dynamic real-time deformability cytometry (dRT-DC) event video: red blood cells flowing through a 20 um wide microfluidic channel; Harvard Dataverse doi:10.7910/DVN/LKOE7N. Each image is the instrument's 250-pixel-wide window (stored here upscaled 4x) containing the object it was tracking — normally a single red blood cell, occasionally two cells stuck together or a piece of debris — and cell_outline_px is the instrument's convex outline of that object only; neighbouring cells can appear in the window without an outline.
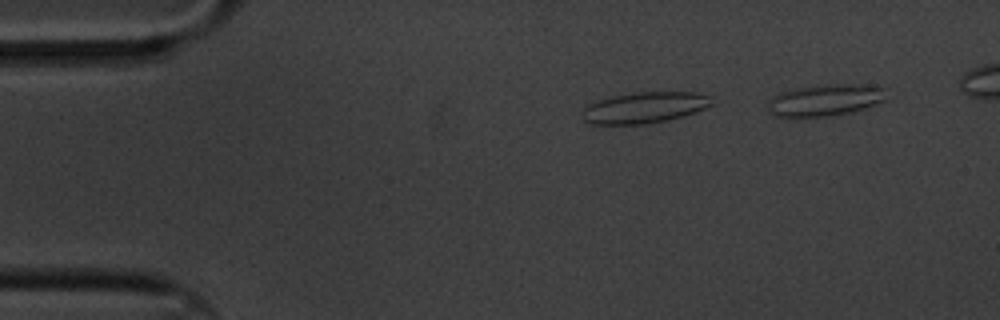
{"species": "common noctule bat (a hibernating species)", "species_latin": "Nyctalus noctula", "temperature_condition": "cold", "stored_images_in_passage": 43, "segment_of_instrument_passage": [1, 2], "camera_frame_rate_fps": 3000, "um_per_image_px": 0.085, "animal": {"sex": "male", "body_mass_g": 20.1, "forearm_length_mm": 53.5}, "frame": {"image": 1, "passage_image": 4, "time_ms": 1.0, "image_size_px": [1000, 320], "cell_outline_px": [[716, 104], [696, 112], [684, 116], [644, 124], [588, 124], [584, 120], [584, 108], [588, 104], [596, 100], [612, 96], [636, 92], [700, 92], [708, 96]], "centroid_in_image_um": [54.82, 9.13], "position_along_channel_um": 30.2, "area_um2": 23.52}}
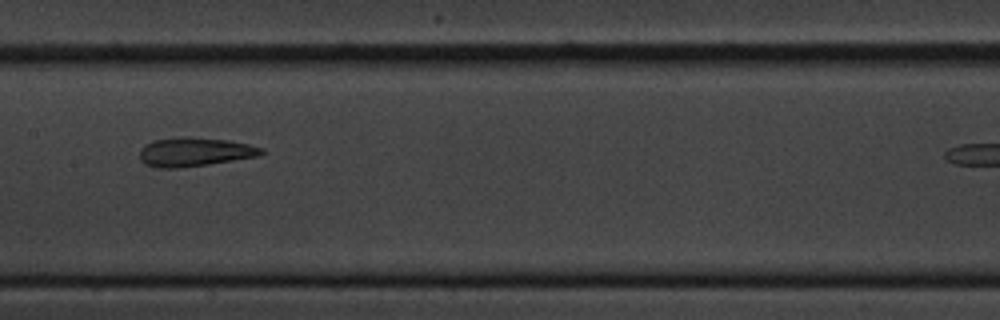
{"frame": {"image": 2, "passage_image": 23, "time_ms": 7.333, "image_size_px": [1000, 320], "cell_outline_px": [[264, 152], [260, 156], [208, 164], [176, 168], [156, 168], [144, 164], [140, 160], [140, 148], [144, 144], [156, 140], [180, 136], [192, 136], [228, 140], [248, 144], [264, 148]], "centroid_in_image_um": [16.53, 12.9], "position_along_channel_um": 190.9, "area_um2": 20.75}}
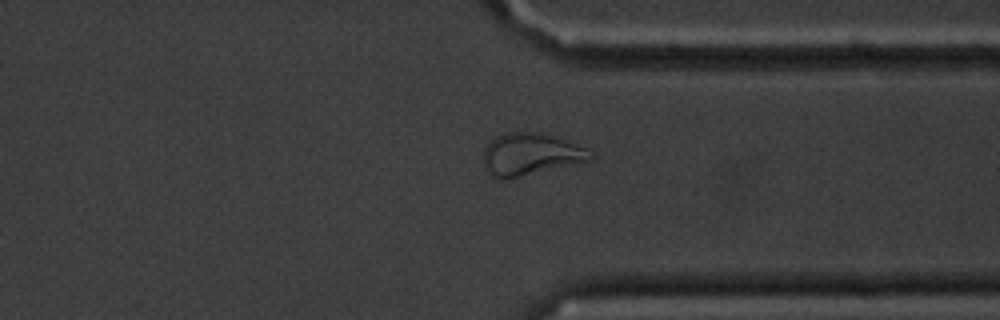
{"frame": {"image": 3, "passage_image": 39, "time_ms": 12.667, "image_size_px": [1000, 320], "cell_outline_px": [[596, 156], [592, 160], [508, 180], [500, 180], [492, 176], [484, 168], [484, 148], [496, 136], [504, 132], [536, 132], [556, 136], [584, 148]], "centroid_in_image_um": [45.07, 13.14], "position_along_channel_um": 366.3, "area_um2": 26.53}}